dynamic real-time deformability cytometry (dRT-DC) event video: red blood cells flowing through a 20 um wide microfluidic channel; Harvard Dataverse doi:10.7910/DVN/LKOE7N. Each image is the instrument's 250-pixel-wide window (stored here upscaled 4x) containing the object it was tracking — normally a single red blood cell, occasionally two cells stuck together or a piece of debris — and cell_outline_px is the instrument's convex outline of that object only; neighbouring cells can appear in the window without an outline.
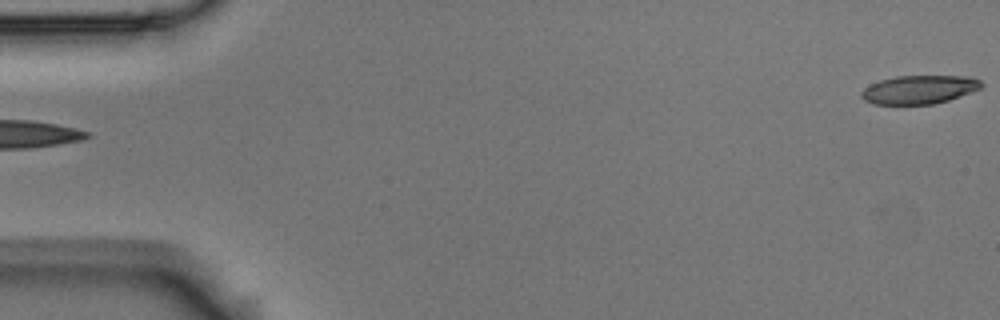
{"species": "Egyptian fruit bat (a non-hibernating species)", "species_latin": "Rousettus aegyptiacus", "temperature_condition": "room temperature", "stored_images_in_passage": 5, "camera_frame_rate_fps": 3000, "um_per_image_px": 0.085, "animal": {"sex": "male"}, "frame": {"image": 1, "passage_image": 1, "time_ms": 0.0, "image_size_px": [1000, 320], "cell_outline_px": [[984, 84], [980, 88], [972, 92], [948, 100], [932, 104], [872, 104], [864, 100], [860, 96], [860, 92], [864, 88], [880, 80], [896, 76], [972, 76], [980, 80]], "centroid_in_image_um": [78.14, 7.61], "position_along_channel_um": 6.9, "area_um2": 20.0}}
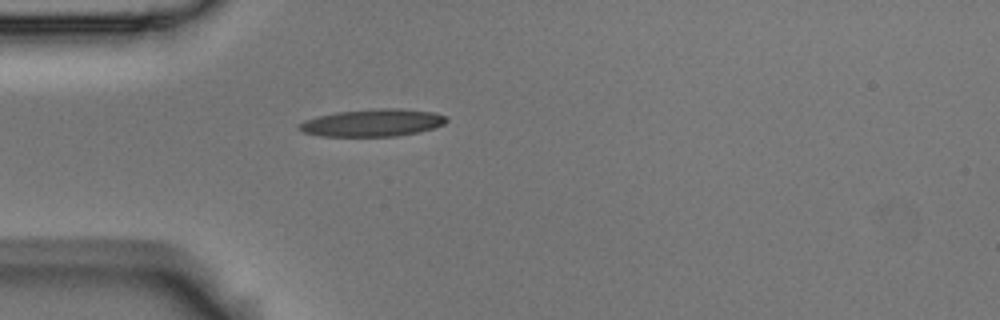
{"frame": {"image": 2, "passage_image": 5, "time_ms": 1.333, "image_size_px": [1000, 320], "cell_outline_px": [[448, 120], [444, 124], [420, 132], [396, 136], [320, 136], [304, 132], [296, 128], [304, 120], [316, 116], [336, 112], [380, 108], [400, 108], [432, 112], [448, 116]], "centroid_in_image_um": [31.67, 10.43], "position_along_channel_um": 53.3, "area_um2": 23.58}}